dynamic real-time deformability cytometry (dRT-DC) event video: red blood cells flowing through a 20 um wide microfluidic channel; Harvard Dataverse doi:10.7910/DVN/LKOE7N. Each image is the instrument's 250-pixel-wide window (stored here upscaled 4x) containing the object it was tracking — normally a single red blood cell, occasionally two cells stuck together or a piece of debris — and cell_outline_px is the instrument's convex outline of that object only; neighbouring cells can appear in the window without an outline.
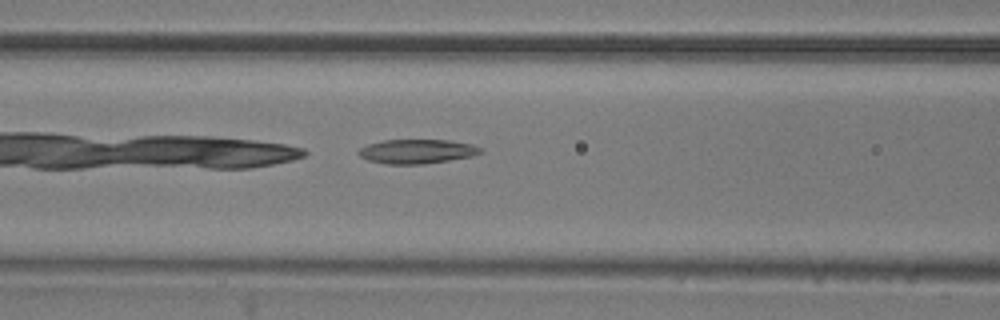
{"species": "common noctule bat (a hibernating species)", "species_latin": "Nyctalus noctula", "temperature_condition": "room temperature", "stored_images_in_passage": 35, "camera_frame_rate_fps": 3000, "um_per_image_px": 0.085, "animal": {"sex": "male", "body_mass_g": 20.5, "forearm_length_mm": 52.5}, "frame": {"image": 1, "passage_image": 6, "time_ms": 1.667, "image_size_px": [1000, 320], "cell_outline_px": [[484, 152], [472, 156], [424, 164], [384, 164], [368, 160], [360, 156], [356, 152], [360, 148], [368, 144], [384, 140], [448, 140], [472, 144], [484, 148]], "centroid_in_image_um": [35.46, 12.87], "position_along_channel_um": 131.1, "area_um2": 17.34}}
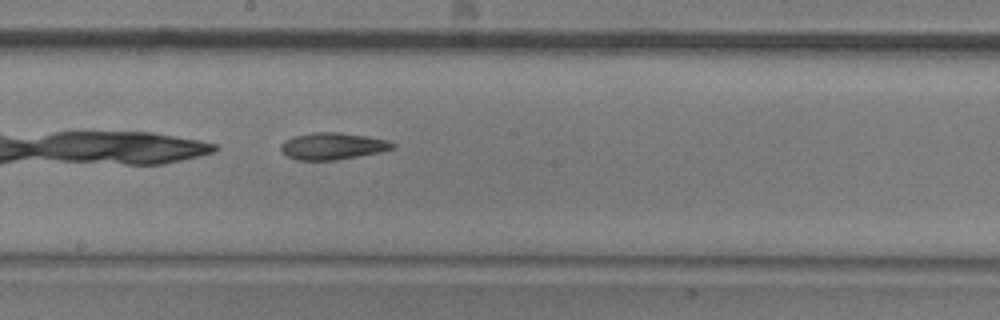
{"frame": {"image": 2, "passage_image": 13, "time_ms": 4.0, "image_size_px": [1000, 320], "cell_outline_px": [[396, 148], [380, 152], [336, 160], [296, 160], [288, 156], [280, 148], [280, 144], [284, 140], [296, 136], [312, 132], [340, 132], [368, 136], [388, 140], [396, 144]], "centroid_in_image_um": [28.31, 12.41], "position_along_channel_um": 219.9, "area_um2": 17.57}}
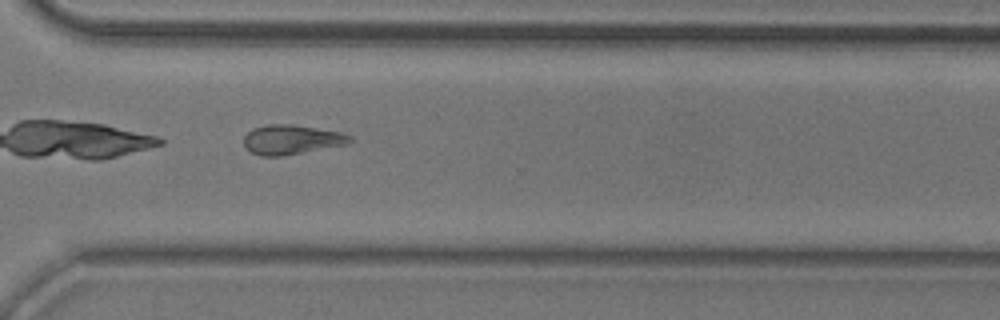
{"frame": {"image": 3, "passage_image": 23, "time_ms": 7.333, "image_size_px": [1000, 320], "cell_outline_px": [[352, 140], [348, 144], [280, 156], [260, 156], [244, 148], [244, 136], [252, 128], [268, 124], [292, 124], [340, 132], [352, 136]], "centroid_in_image_um": [24.75, 11.86], "position_along_channel_um": 345.9, "area_um2": 18.21}}